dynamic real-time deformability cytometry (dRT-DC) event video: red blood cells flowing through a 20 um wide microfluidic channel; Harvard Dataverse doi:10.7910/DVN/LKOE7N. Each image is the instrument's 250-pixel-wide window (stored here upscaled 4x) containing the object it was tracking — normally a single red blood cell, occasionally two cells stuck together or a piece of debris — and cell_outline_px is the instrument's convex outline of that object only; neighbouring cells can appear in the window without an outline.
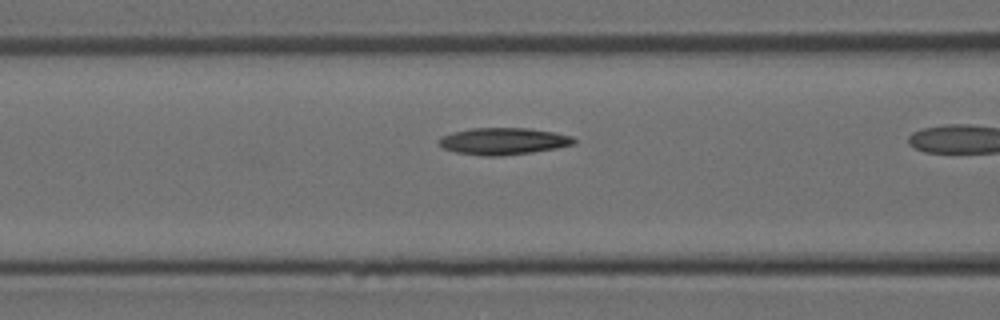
{"species": "Egyptian fruit bat (a non-hibernating species)", "species_latin": "Rousettus aegyptiacus", "temperature_condition": "room temperature", "stored_images_in_passage": 15, "camera_frame_rate_fps": 3000, "um_per_image_px": 0.085, "animal": {"sex": "female"}, "frame": {"image": 1, "passage_image": 13, "time_ms": 4.0, "image_size_px": [1000, 320], "cell_outline_px": [[576, 140], [572, 144], [556, 148], [532, 152], [500, 156], [484, 156], [456, 152], [444, 148], [436, 140], [440, 136], [452, 132], [472, 128], [528, 128], [552, 132], [572, 136]], "centroid_in_image_um": [42.73, 12.0], "position_along_channel_um": 123.9, "area_um2": 21.04}}